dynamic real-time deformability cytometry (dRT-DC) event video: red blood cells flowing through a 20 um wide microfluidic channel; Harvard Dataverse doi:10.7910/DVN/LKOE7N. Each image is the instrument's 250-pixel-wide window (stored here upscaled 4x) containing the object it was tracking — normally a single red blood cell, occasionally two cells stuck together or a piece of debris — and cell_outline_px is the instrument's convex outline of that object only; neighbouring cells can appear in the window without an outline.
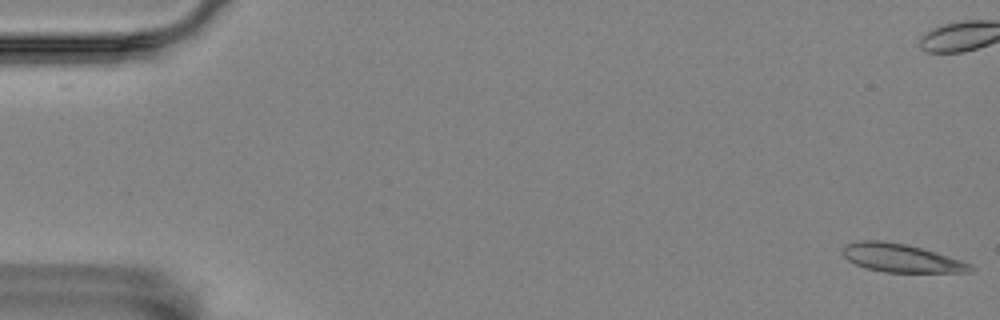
{"species": "Egyptian fruit bat (a non-hibernating species)", "species_latin": "Rousettus aegyptiacus", "temperature_condition": "room temperature", "stored_images_in_passage": 58, "camera_frame_rate_fps": 3000, "um_per_image_px": 0.085, "animal": {"sex": "female"}, "frame": {"image": 1, "passage_image": 1, "time_ms": 0.0, "image_size_px": [1000, 320], "cell_outline_px": [[976, 268], [972, 272], [884, 272], [864, 268], [848, 260], [840, 252], [844, 244], [856, 240], [880, 240], [908, 244], [936, 252], [972, 264]], "centroid_in_image_um": [76.56, 21.92], "position_along_channel_um": 8.4, "area_um2": 21.39}}
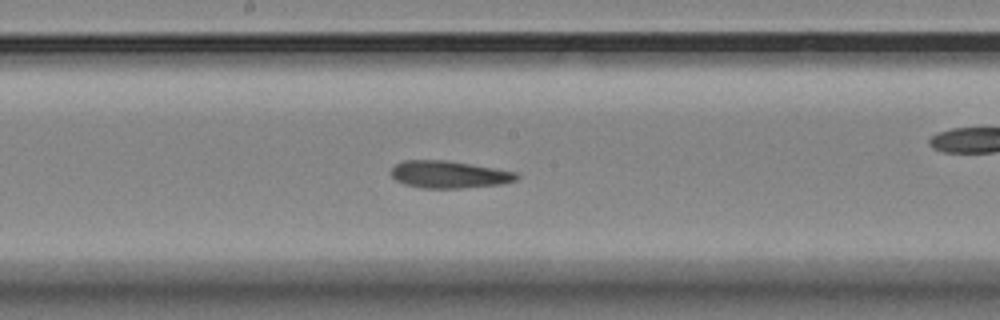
{"frame": {"image": 2, "passage_image": 30, "time_ms": 9.667, "image_size_px": [1000, 320], "cell_outline_px": [[520, 176], [516, 180], [504, 184], [460, 188], [420, 188], [404, 184], [396, 180], [392, 176], [392, 168], [396, 164], [404, 160], [448, 160], [516, 172]], "centroid_in_image_um": [38.18, 14.83], "position_along_channel_um": 210.0, "area_um2": 19.94}}
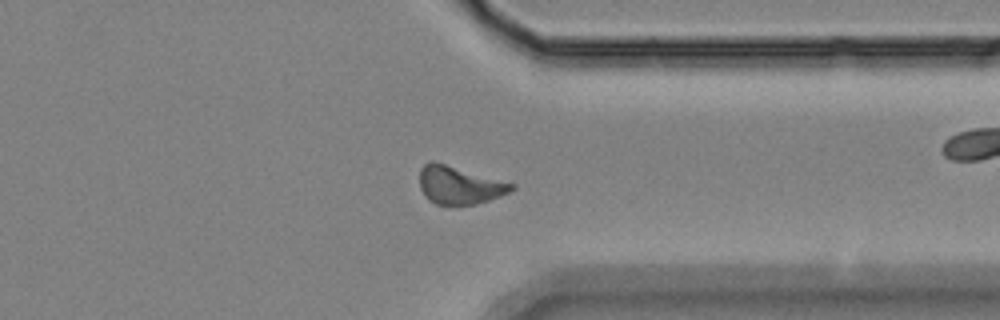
{"frame": {"image": 3, "passage_image": 44, "time_ms": 14.333, "image_size_px": [1000, 320], "cell_outline_px": [[516, 188], [500, 196], [476, 204], [436, 204], [428, 200], [424, 196], [420, 188], [420, 168], [428, 160], [432, 160], [516, 184]], "centroid_in_image_um": [39.02, 15.72], "position_along_channel_um": 372.4, "area_um2": 20.29}, "authors_computed_cell_mechanics": {"area_um2": 20.3745, "velocity_mm_per_s": 3.5091, "shape_relaxation_time_tau1_ms": null, "shape_relaxation_time_tau2_ms": 3.9412, "deformation_change_tau1": null, "deformation_change_tau2": 0.1146}}